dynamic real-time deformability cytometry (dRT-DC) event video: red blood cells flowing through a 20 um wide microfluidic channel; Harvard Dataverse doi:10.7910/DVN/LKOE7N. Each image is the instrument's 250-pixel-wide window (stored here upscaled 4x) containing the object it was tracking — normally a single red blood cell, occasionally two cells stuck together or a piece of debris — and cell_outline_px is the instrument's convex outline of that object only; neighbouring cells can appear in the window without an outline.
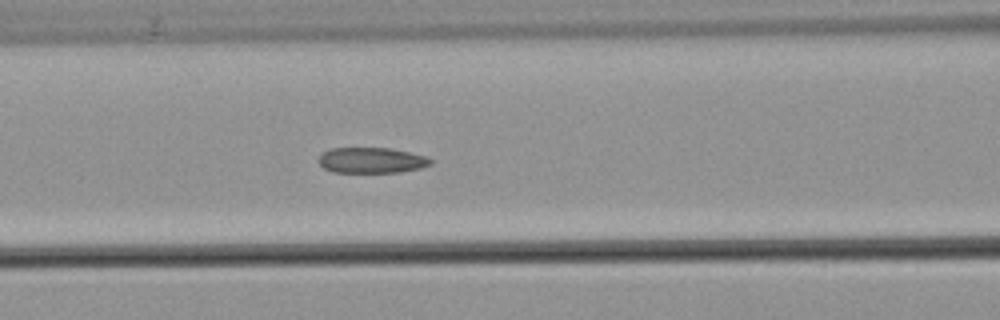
{"species": "common noctule bat (a hibernating species)", "species_latin": "Nyctalus noctula", "temperature_condition": "warm", "stored_images_in_passage": 40, "camera_frame_rate_fps": 3000, "um_per_image_px": 0.085, "animal": {"sex": "male", "body_mass_g": 21.5, "forearm_length_mm": 52.0}, "frame": {"image": 1, "passage_image": 18, "time_ms": 5.667, "image_size_px": [1000, 320], "cell_outline_px": [[432, 164], [420, 168], [400, 172], [332, 172], [324, 168], [316, 160], [320, 152], [332, 148], [388, 148], [428, 156], [432, 160]], "centroid_in_image_um": [31.54, 13.62], "position_along_channel_um": 135.1, "area_um2": 16.88}, "authors_computed_cell_mechanics": {"area_um2": 17.6579, "velocity_mm_per_s": 3.7939, "shape_relaxation_time_tau1_ms": null, "shape_relaxation_time_tau2_ms": 3.0773, "deformation_change_tau1": null, "deformation_change_tau2": 0.0898}}